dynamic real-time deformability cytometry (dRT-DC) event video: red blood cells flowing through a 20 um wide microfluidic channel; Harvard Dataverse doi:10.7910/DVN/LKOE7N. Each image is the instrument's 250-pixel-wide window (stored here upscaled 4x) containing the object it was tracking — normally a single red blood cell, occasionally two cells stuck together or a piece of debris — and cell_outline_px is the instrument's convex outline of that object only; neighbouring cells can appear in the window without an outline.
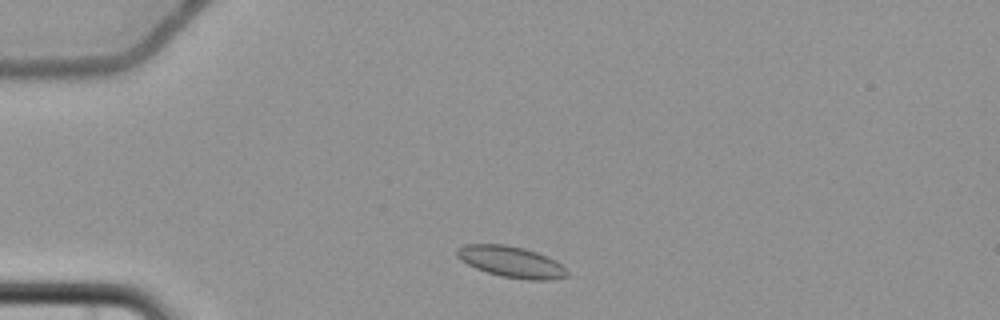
{"species": "common noctule bat (a hibernating species)", "species_latin": "Nyctalus noctula", "temperature_condition": "cold", "stored_images_in_passage": 2, "camera_frame_rate_fps": 3000, "um_per_image_px": 0.085, "animal": {"sex": "female", "body_mass_g": 22.7, "forearm_length_mm": 54.2}, "frame": {"image": 1, "passage_image": 1, "time_ms": 0.0, "image_size_px": [1000, 320], "cell_outline_px": [[568, 276], [556, 280], [528, 280], [500, 276], [476, 268], [460, 260], [456, 256], [456, 248], [464, 244], [504, 244], [524, 248], [548, 256], [556, 260], [568, 272]], "centroid_in_image_um": [43.46, 22.25], "position_along_channel_um": 41.5, "area_um2": 20.17}}